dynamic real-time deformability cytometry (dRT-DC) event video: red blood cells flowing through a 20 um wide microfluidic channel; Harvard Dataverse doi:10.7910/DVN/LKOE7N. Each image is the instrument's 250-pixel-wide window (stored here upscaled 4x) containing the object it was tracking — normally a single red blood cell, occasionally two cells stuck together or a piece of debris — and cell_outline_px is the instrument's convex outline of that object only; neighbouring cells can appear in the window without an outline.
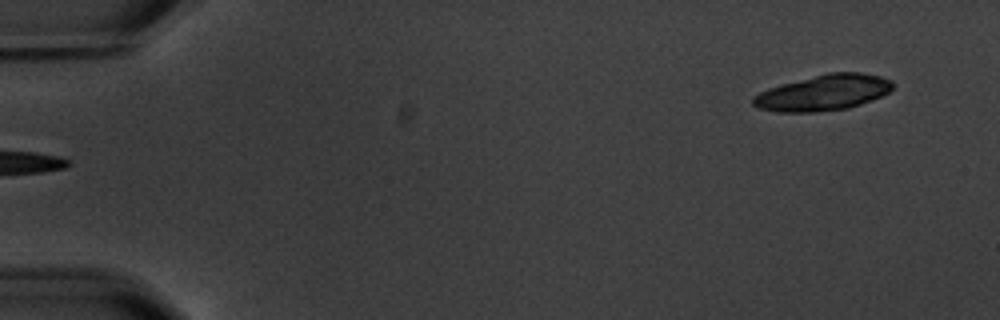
{"species": "common noctule bat (a hibernating species)", "species_latin": "Nyctalus noctula", "temperature_condition": "warm", "stored_images_in_passage": 2, "camera_frame_rate_fps": 3000, "um_per_image_px": 0.085, "animal": {"sex": "male", "body_mass_g": 20.1, "forearm_length_mm": 53.5}, "frame": {"image": 1, "passage_image": 2, "time_ms": 1.0, "image_size_px": [1000, 320], "cell_outline_px": [[892, 88], [888, 92], [880, 96], [860, 104], [848, 108], [816, 112], [776, 112], [760, 108], [752, 104], [752, 96], [768, 88], [780, 84], [828, 72], [860, 72], [880, 76], [892, 80]], "centroid_in_image_um": [69.95, 7.87], "position_along_channel_um": 15.0, "area_um2": 29.07}}